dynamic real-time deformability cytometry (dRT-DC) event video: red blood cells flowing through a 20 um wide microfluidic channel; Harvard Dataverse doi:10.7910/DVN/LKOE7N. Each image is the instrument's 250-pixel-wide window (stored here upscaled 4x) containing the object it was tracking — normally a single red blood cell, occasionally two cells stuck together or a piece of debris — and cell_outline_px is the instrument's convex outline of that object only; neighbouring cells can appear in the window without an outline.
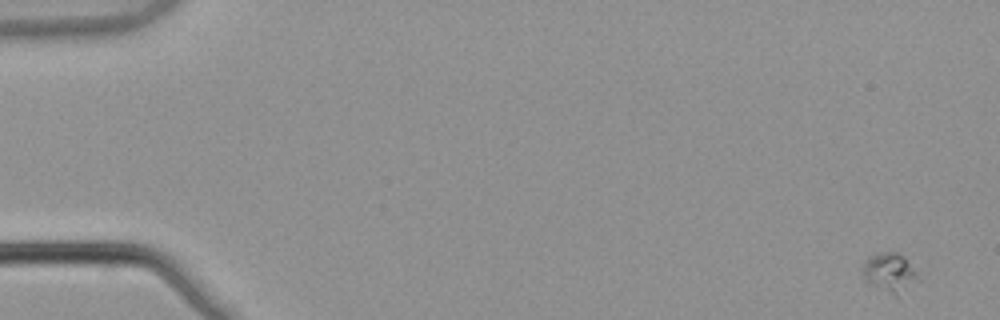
{"species": "common noctule bat (a hibernating species)", "species_latin": "Nyctalus noctula", "temperature_condition": "warm", "stored_images_in_passage": 6, "camera_frame_rate_fps": 3000, "um_per_image_px": 0.085, "animal": {"sex": "male", "body_mass_g": 21.5, "forearm_length_mm": 52.0}, "frame": {"image": 1, "passage_image": 1, "time_ms": 0.0, "image_size_px": [1000, 320], "cell_outline_px": [[920, 280], [896, 296], [868, 284], [864, 280], [860, 272], [860, 268], [864, 260], [868, 256], [876, 252], [896, 252], [904, 256], [920, 276]], "centroid_in_image_um": [75.57, 23.15], "position_along_channel_um": 9.4, "area_um2": 13.12}}
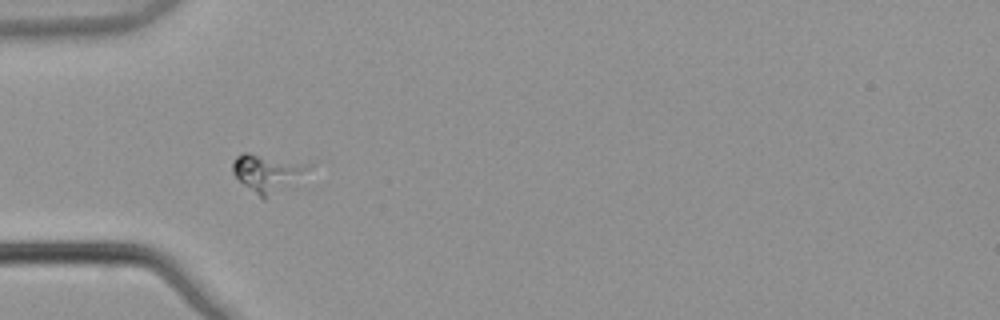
{"frame": {"image": 2, "passage_image": 6, "time_ms": 1.667, "image_size_px": [1000, 320], "cell_outline_px": [[312, 164], [308, 168], [264, 200], [244, 184], [232, 172], [232, 164], [236, 156], [244, 152], [248, 152]], "centroid_in_image_um": [22.6, 14.64], "position_along_channel_um": 62.4, "area_um2": 15.49}}